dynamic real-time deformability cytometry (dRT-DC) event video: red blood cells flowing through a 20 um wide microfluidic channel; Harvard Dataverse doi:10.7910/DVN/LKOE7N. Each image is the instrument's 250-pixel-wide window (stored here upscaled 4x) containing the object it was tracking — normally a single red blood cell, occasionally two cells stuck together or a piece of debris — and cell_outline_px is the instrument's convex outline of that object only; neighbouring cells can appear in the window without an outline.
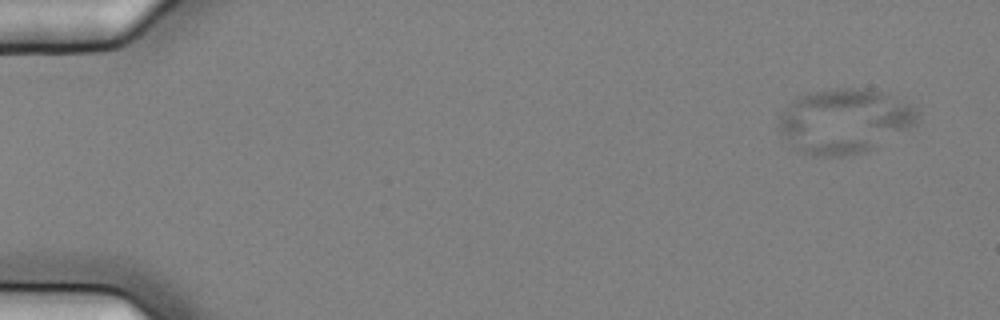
{"species": "common noctule bat (a hibernating species)", "species_latin": "Nyctalus noctula", "temperature_condition": "cold", "stored_images_in_passage": 5, "camera_frame_rate_fps": 3000, "um_per_image_px": 0.085, "animal": {"sex": "female", "body_mass_g": 25.1}, "frame": {"image": 1, "passage_image": 1, "time_ms": 0.0, "image_size_px": [1000, 320], "cell_outline_px": [[920, 124], [864, 152], [840, 156], [812, 156], [800, 152], [780, 132], [776, 124], [776, 120], [788, 100], [808, 92], [832, 88], [860, 88], [880, 92], [908, 104], [916, 108], [920, 112]], "centroid_in_image_um": [71.74, 10.28], "position_along_channel_um": 13.3, "area_um2": 52.71}}